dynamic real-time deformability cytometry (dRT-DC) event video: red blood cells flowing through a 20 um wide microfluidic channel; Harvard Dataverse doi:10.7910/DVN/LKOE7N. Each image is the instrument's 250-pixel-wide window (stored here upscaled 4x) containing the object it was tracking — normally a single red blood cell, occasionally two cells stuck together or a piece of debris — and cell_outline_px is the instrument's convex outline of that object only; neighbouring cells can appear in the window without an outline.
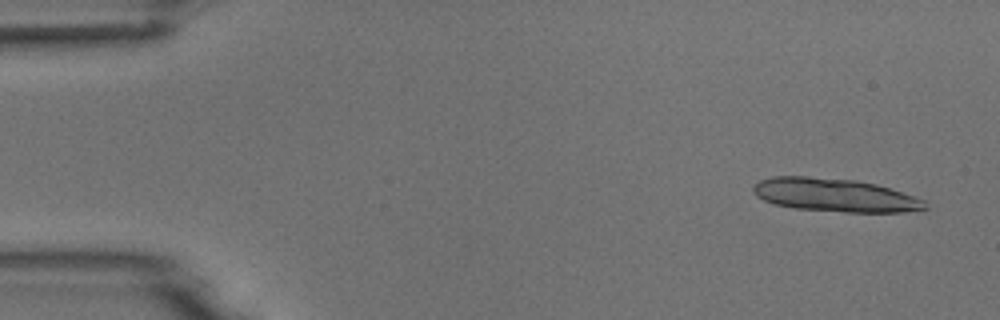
{"species": "common noctule bat (a hibernating species)", "species_latin": "Nyctalus noctula", "temperature_condition": "room temperature", "stored_images_in_passage": 3, "camera_frame_rate_fps": 3000, "um_per_image_px": 0.085, "animal": {"sex": "male", "body_mass_g": 18.8}, "frame": {"image": 1, "passage_image": 1, "time_ms": 0.0, "image_size_px": [1000, 320], "cell_outline_px": [[928, 208], [904, 212], [844, 212], [792, 208], [776, 204], [764, 200], [756, 196], [752, 192], [752, 188], [760, 180], [772, 176], [808, 176], [856, 180], [876, 184], [924, 200]], "centroid_in_image_um": [70.91, 16.58], "position_along_channel_um": 14.1, "area_um2": 33.23}}